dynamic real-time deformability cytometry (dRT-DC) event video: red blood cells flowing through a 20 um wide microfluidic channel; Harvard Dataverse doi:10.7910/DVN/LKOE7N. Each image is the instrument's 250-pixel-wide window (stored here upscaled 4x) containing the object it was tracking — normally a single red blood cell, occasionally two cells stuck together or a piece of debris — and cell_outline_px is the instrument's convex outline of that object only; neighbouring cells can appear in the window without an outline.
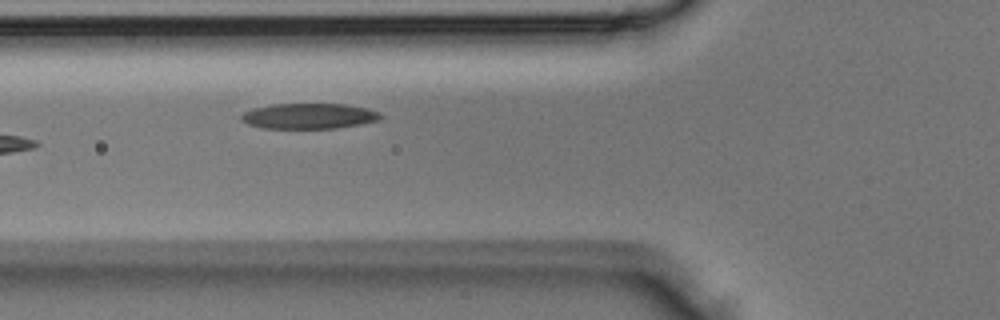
{"species": "Egyptian fruit bat (a non-hibernating species)", "species_latin": "Rousettus aegyptiacus", "temperature_condition": "room temperature", "stored_images_in_passage": 2, "camera_frame_rate_fps": 3000, "um_per_image_px": 0.085, "animal": {"sex": "male"}, "frame": {"image": 1, "passage_image": 2, "time_ms": 0.333, "image_size_px": [1000, 320], "cell_outline_px": [[384, 116], [376, 120], [360, 124], [336, 128], [260, 128], [248, 124], [240, 120], [240, 116], [244, 112], [252, 108], [272, 104], [344, 104], [368, 108], [380, 112]], "centroid_in_image_um": [26.23, 9.86], "position_along_channel_um": 99.6, "area_um2": 20.75}}